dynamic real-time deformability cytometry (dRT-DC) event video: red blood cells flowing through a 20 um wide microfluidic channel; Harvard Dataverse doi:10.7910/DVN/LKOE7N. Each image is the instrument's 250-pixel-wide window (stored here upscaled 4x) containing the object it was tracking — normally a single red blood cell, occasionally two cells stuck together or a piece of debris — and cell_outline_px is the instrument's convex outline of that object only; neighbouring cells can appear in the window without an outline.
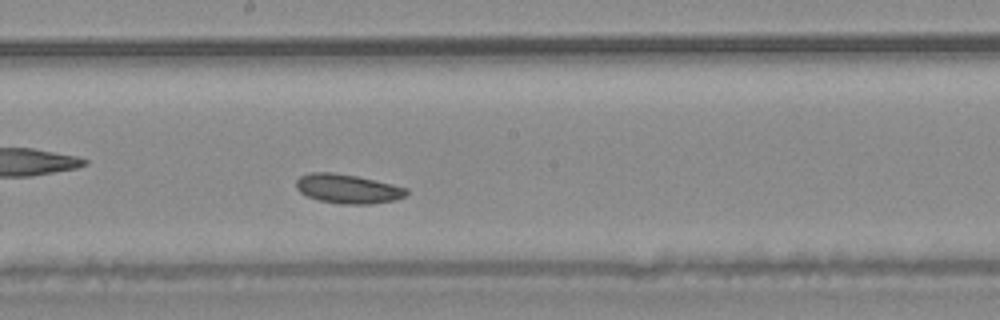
{"species": "common noctule bat (a hibernating species)", "species_latin": "Nyctalus noctula", "temperature_condition": "warm", "stored_images_in_passage": 40, "camera_frame_rate_fps": 3000, "um_per_image_px": 0.085, "animal": {"sex": "male", "body_mass_g": 20.4}, "frame": {"image": 1, "passage_image": 18, "time_ms": 5.667, "image_size_px": [1000, 320], "cell_outline_px": [[408, 192], [404, 196], [396, 200], [372, 204], [340, 204], [320, 200], [308, 196], [300, 192], [296, 188], [296, 180], [300, 176], [308, 172], [332, 172], [356, 176], [392, 184], [408, 188]], "centroid_in_image_um": [29.55, 16.04], "position_along_channel_um": 218.6, "area_um2": 18.79}}